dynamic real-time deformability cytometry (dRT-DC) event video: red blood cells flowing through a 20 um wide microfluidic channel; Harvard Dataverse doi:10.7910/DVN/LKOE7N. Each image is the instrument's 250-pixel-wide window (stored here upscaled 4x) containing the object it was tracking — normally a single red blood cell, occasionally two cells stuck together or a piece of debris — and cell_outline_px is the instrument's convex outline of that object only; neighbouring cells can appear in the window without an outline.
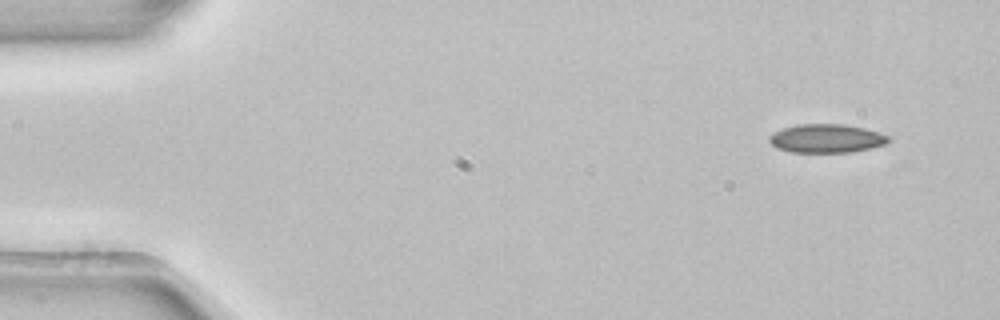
{"species": "common noctule bat (a hibernating species)", "species_latin": "Nyctalus noctula", "temperature_condition": "room temperature", "stored_images_in_passage": 3, "camera_frame_rate_fps": 3000, "um_per_image_px": 0.085, "animal": {"sex": "female", "body_mass_g": 22.7, "forearm_length_mm": 54.2}, "frame": {"image": 1, "passage_image": 1, "time_ms": 0.0, "image_size_px": [1000, 320], "cell_outline_px": [[892, 140], [888, 144], [852, 152], [792, 152], [776, 148], [768, 140], [768, 136], [772, 132], [796, 124], [844, 124], [864, 128], [888, 136]], "centroid_in_image_um": [70.24, 11.77], "position_along_channel_um": 14.8, "area_um2": 20.0}}
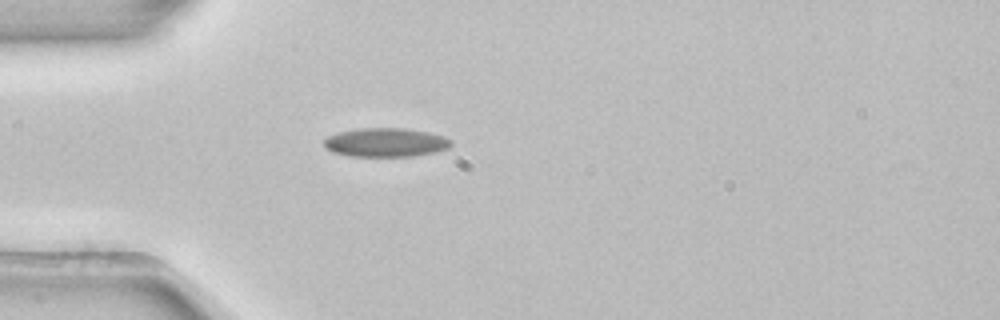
{"frame": {"image": 2, "passage_image": 3, "time_ms": 0.667, "image_size_px": [1000, 320], "cell_outline_px": [[452, 144], [448, 148], [432, 152], [412, 156], [348, 156], [332, 152], [324, 148], [324, 140], [328, 136], [336, 132], [360, 128], [404, 128], [428, 132], [444, 136], [452, 140]], "centroid_in_image_um": [32.74, 12.1], "position_along_channel_um": 52.3, "area_um2": 21.44}}